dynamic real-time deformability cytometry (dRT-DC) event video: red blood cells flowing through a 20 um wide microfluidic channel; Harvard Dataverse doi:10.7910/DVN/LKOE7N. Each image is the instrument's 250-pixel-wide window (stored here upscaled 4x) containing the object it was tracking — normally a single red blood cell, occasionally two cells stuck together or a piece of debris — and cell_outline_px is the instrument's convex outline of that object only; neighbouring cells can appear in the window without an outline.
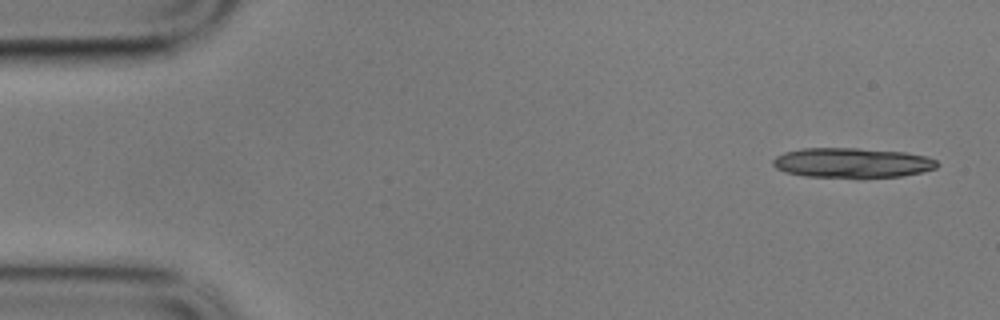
{"species": "common noctule bat (a hibernating species)", "species_latin": "Nyctalus noctula", "temperature_condition": "cold", "stored_images_in_passage": 4, "camera_frame_rate_fps": 3000, "um_per_image_px": 0.085, "animal": {"sex": "male", "body_mass_g": 17.9}, "frame": {"image": 1, "passage_image": 1, "time_ms": 0.0, "image_size_px": [1000, 320], "cell_outline_px": [[940, 164], [936, 168], [920, 172], [900, 176], [804, 176], [784, 172], [776, 168], [772, 164], [772, 160], [776, 156], [784, 152], [804, 148], [856, 148], [904, 152], [928, 156], [936, 160]], "centroid_in_image_um": [72.41, 13.81], "position_along_channel_um": 12.6, "area_um2": 28.15}}